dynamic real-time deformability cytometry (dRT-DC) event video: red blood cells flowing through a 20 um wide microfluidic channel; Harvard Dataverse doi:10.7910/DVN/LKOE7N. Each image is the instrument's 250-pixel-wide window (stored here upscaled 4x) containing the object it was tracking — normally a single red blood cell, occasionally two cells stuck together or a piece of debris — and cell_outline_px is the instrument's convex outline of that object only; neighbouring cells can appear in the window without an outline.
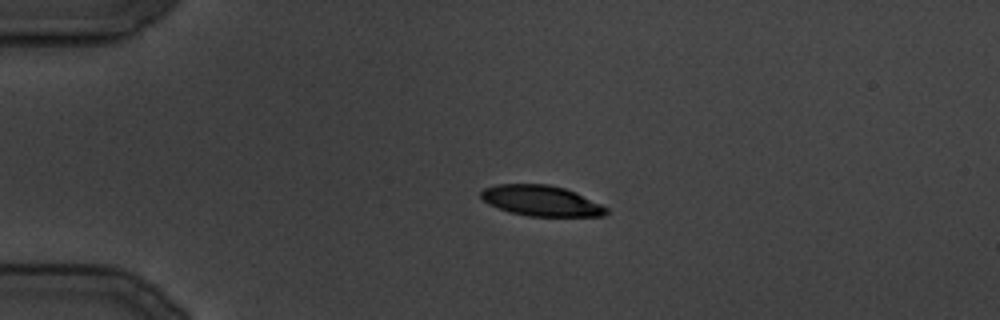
{"species": "common noctule bat (a hibernating species)", "species_latin": "Nyctalus noctula", "temperature_condition": "cold", "stored_images_in_passage": 30, "camera_frame_rate_fps": 3000, "um_per_image_px": 0.085, "animal": {"sex": "male", "body_mass_g": 19.5, "forearm_length_mm": 54.6}, "frame": {"image": 1, "passage_image": 4, "time_ms": 4.333, "image_size_px": [1000, 320], "cell_outline_px": [[608, 212], [604, 216], [528, 216], [508, 212], [488, 204], [480, 196], [480, 192], [484, 188], [496, 184], [548, 184], [564, 188], [576, 192], [608, 208]], "centroid_in_image_um": [45.98, 17.06], "position_along_channel_um": 39.0, "area_um2": 22.37}}
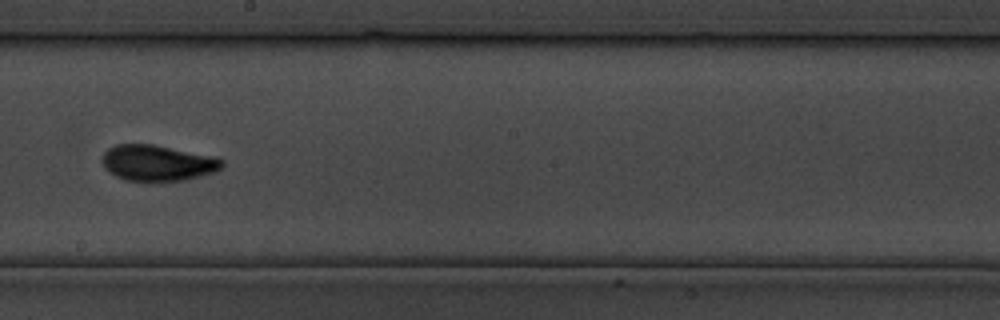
{"frame": {"image": 2, "passage_image": 16, "time_ms": 19.0, "image_size_px": [1000, 320], "cell_outline_px": [[224, 164], [216, 172], [184, 180], [152, 184], [124, 180], [108, 172], [104, 168], [100, 160], [100, 156], [108, 148], [116, 144], [152, 144], [216, 156], [224, 160]], "centroid_in_image_um": [13.36, 13.88], "position_along_channel_um": 234.8, "area_um2": 26.13}}
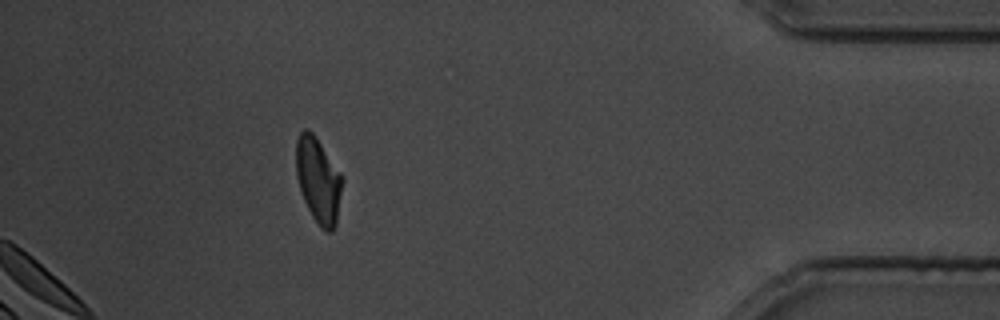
{"frame": {"image": 3, "passage_image": 27, "time_ms": 32.667, "image_size_px": [1000, 320], "cell_outline_px": [[344, 180], [336, 224], [332, 232], [328, 232], [320, 228], [312, 216], [300, 192], [296, 176], [296, 140], [300, 132], [304, 128], [308, 128], [316, 136], [340, 172]], "centroid_in_image_um": [27.05, 15.31], "position_along_channel_um": 408.1, "area_um2": 23.29}}